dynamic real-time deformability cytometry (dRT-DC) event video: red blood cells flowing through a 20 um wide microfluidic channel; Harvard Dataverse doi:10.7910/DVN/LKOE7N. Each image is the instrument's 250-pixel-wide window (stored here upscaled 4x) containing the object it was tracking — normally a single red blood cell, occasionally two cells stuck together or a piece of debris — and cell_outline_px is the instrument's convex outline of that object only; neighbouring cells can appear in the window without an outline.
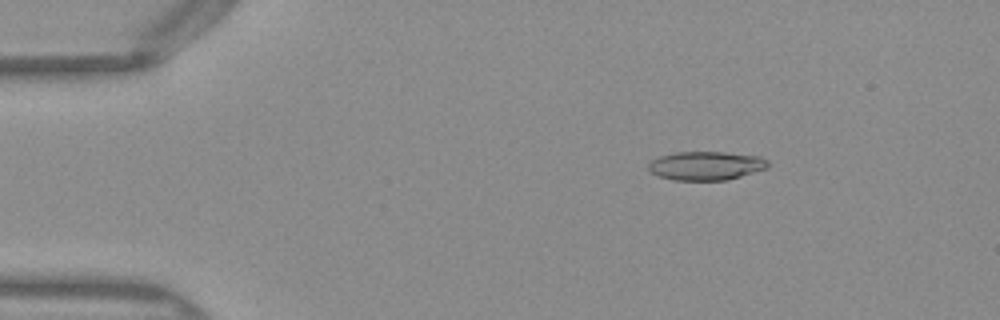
{"species": "Egyptian fruit bat (a non-hibernating species)", "species_latin": "Rousettus aegyptiacus", "temperature_condition": "warm", "stored_images_in_passage": 50, "camera_frame_rate_fps": 3000, "um_per_image_px": 0.085, "frame": {"image": 1, "passage_image": 8, "time_ms": 2.333, "image_size_px": [1000, 320], "cell_outline_px": [[768, 168], [728, 180], [672, 180], [648, 172], [648, 164], [652, 160], [660, 156], [676, 152], [724, 152], [760, 156], [768, 160]], "centroid_in_image_um": [60.01, 14.09], "position_along_channel_um": 25.0, "area_um2": 20.11}}
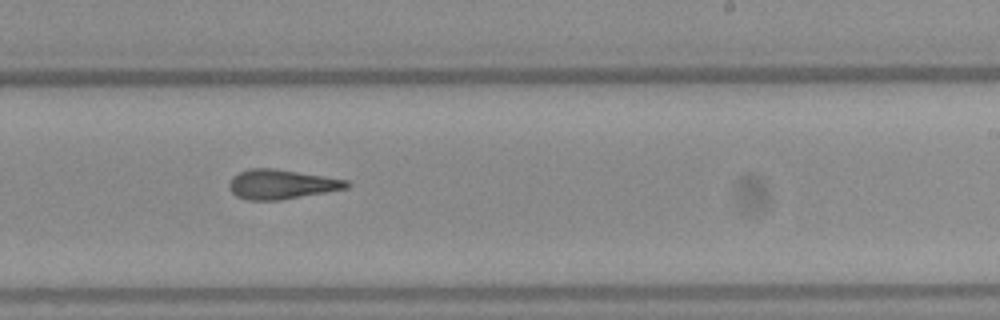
{"frame": {"image": 2, "passage_image": 31, "time_ms": 10.0, "image_size_px": [1000, 320], "cell_outline_px": [[352, 184], [348, 188], [280, 200], [248, 200], [236, 196], [228, 188], [228, 184], [232, 176], [240, 172], [252, 168], [272, 168], [324, 176], [348, 180]], "centroid_in_image_um": [23.91, 15.67], "position_along_channel_um": 265.1, "area_um2": 20.17}}
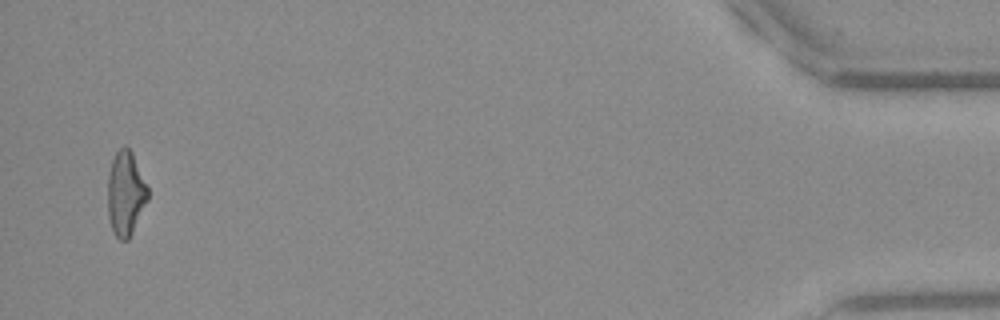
{"frame": {"image": 3, "passage_image": 49, "time_ms": 16.0, "image_size_px": [1000, 320], "cell_outline_px": [[148, 200], [128, 240], [120, 240], [112, 232], [108, 216], [108, 176], [112, 160], [116, 152], [124, 144], [132, 152], [148, 188]], "centroid_in_image_um": [10.67, 16.45], "position_along_channel_um": 424.5, "area_um2": 19.65}, "authors_computed_cell_mechanics": {"area_um2": 20.0566, "velocity_mm_per_s": 4.0536, "shape_relaxation_time_tau1_ms": null, "shape_relaxation_time_tau2_ms": 3.9954, "deformation_change_tau1": null, "deformation_change_tau2": 0.1633}}